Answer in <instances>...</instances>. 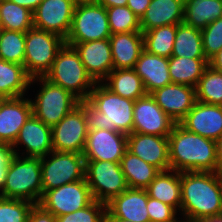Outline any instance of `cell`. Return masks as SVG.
Instances as JSON below:
<instances>
[{"instance_id":"obj_1","label":"cell","mask_w":222,"mask_h":222,"mask_svg":"<svg viewBox=\"0 0 222 222\" xmlns=\"http://www.w3.org/2000/svg\"><path fill=\"white\" fill-rule=\"evenodd\" d=\"M181 215L187 221L222 215V177L219 172H180Z\"/></svg>"},{"instance_id":"obj_2","label":"cell","mask_w":222,"mask_h":222,"mask_svg":"<svg viewBox=\"0 0 222 222\" xmlns=\"http://www.w3.org/2000/svg\"><path fill=\"white\" fill-rule=\"evenodd\" d=\"M134 102L96 83L87 100L78 105L85 114L88 131L107 129L129 135L133 133Z\"/></svg>"},{"instance_id":"obj_3","label":"cell","mask_w":222,"mask_h":222,"mask_svg":"<svg viewBox=\"0 0 222 222\" xmlns=\"http://www.w3.org/2000/svg\"><path fill=\"white\" fill-rule=\"evenodd\" d=\"M170 170L218 172L217 143L176 123L168 136Z\"/></svg>"},{"instance_id":"obj_4","label":"cell","mask_w":222,"mask_h":222,"mask_svg":"<svg viewBox=\"0 0 222 222\" xmlns=\"http://www.w3.org/2000/svg\"><path fill=\"white\" fill-rule=\"evenodd\" d=\"M41 158L13 155L0 196L39 204L42 198Z\"/></svg>"},{"instance_id":"obj_5","label":"cell","mask_w":222,"mask_h":222,"mask_svg":"<svg viewBox=\"0 0 222 222\" xmlns=\"http://www.w3.org/2000/svg\"><path fill=\"white\" fill-rule=\"evenodd\" d=\"M44 77L71 92L80 101L87 100L96 84L87 73L77 50L66 43L59 49L51 69Z\"/></svg>"},{"instance_id":"obj_6","label":"cell","mask_w":222,"mask_h":222,"mask_svg":"<svg viewBox=\"0 0 222 222\" xmlns=\"http://www.w3.org/2000/svg\"><path fill=\"white\" fill-rule=\"evenodd\" d=\"M42 83L35 99H30L32 115L51 128L78 106L79 99L44 76L31 78L30 85ZM35 100V101H34Z\"/></svg>"},{"instance_id":"obj_7","label":"cell","mask_w":222,"mask_h":222,"mask_svg":"<svg viewBox=\"0 0 222 222\" xmlns=\"http://www.w3.org/2000/svg\"><path fill=\"white\" fill-rule=\"evenodd\" d=\"M65 44L61 36L31 28L25 33V55L23 66L31 77L45 76L51 69L59 49Z\"/></svg>"},{"instance_id":"obj_8","label":"cell","mask_w":222,"mask_h":222,"mask_svg":"<svg viewBox=\"0 0 222 222\" xmlns=\"http://www.w3.org/2000/svg\"><path fill=\"white\" fill-rule=\"evenodd\" d=\"M85 171L83 154L51 151L41 158L42 196L50 189L85 179Z\"/></svg>"},{"instance_id":"obj_9","label":"cell","mask_w":222,"mask_h":222,"mask_svg":"<svg viewBox=\"0 0 222 222\" xmlns=\"http://www.w3.org/2000/svg\"><path fill=\"white\" fill-rule=\"evenodd\" d=\"M111 35L107 11L103 5H75L66 44L74 46L76 43L109 39Z\"/></svg>"},{"instance_id":"obj_10","label":"cell","mask_w":222,"mask_h":222,"mask_svg":"<svg viewBox=\"0 0 222 222\" xmlns=\"http://www.w3.org/2000/svg\"><path fill=\"white\" fill-rule=\"evenodd\" d=\"M85 178L94 200L107 204L127 190L120 162L85 160Z\"/></svg>"},{"instance_id":"obj_11","label":"cell","mask_w":222,"mask_h":222,"mask_svg":"<svg viewBox=\"0 0 222 222\" xmlns=\"http://www.w3.org/2000/svg\"><path fill=\"white\" fill-rule=\"evenodd\" d=\"M94 201L86 178L46 191L39 204L55 217L83 209Z\"/></svg>"},{"instance_id":"obj_12","label":"cell","mask_w":222,"mask_h":222,"mask_svg":"<svg viewBox=\"0 0 222 222\" xmlns=\"http://www.w3.org/2000/svg\"><path fill=\"white\" fill-rule=\"evenodd\" d=\"M87 134L85 114L78 105L52 127L53 151L82 154Z\"/></svg>"},{"instance_id":"obj_13","label":"cell","mask_w":222,"mask_h":222,"mask_svg":"<svg viewBox=\"0 0 222 222\" xmlns=\"http://www.w3.org/2000/svg\"><path fill=\"white\" fill-rule=\"evenodd\" d=\"M176 124L155 102L150 94L135 100L133 110V132L169 136Z\"/></svg>"},{"instance_id":"obj_14","label":"cell","mask_w":222,"mask_h":222,"mask_svg":"<svg viewBox=\"0 0 222 222\" xmlns=\"http://www.w3.org/2000/svg\"><path fill=\"white\" fill-rule=\"evenodd\" d=\"M74 8L73 0H43L33 12V27L66 39Z\"/></svg>"},{"instance_id":"obj_15","label":"cell","mask_w":222,"mask_h":222,"mask_svg":"<svg viewBox=\"0 0 222 222\" xmlns=\"http://www.w3.org/2000/svg\"><path fill=\"white\" fill-rule=\"evenodd\" d=\"M126 150V134L99 129L88 131L82 154L85 160L120 162Z\"/></svg>"},{"instance_id":"obj_16","label":"cell","mask_w":222,"mask_h":222,"mask_svg":"<svg viewBox=\"0 0 222 222\" xmlns=\"http://www.w3.org/2000/svg\"><path fill=\"white\" fill-rule=\"evenodd\" d=\"M25 147L26 152H17L20 146ZM18 146V147H17ZM14 155L43 158L53 151L52 128L45 125L41 120L31 115L20 129L18 136L12 145ZM26 153V155H25Z\"/></svg>"},{"instance_id":"obj_17","label":"cell","mask_w":222,"mask_h":222,"mask_svg":"<svg viewBox=\"0 0 222 222\" xmlns=\"http://www.w3.org/2000/svg\"><path fill=\"white\" fill-rule=\"evenodd\" d=\"M161 109L179 123L197 102L195 87L171 83L150 93Z\"/></svg>"},{"instance_id":"obj_18","label":"cell","mask_w":222,"mask_h":222,"mask_svg":"<svg viewBox=\"0 0 222 222\" xmlns=\"http://www.w3.org/2000/svg\"><path fill=\"white\" fill-rule=\"evenodd\" d=\"M179 124L189 132L217 141L222 135V105L197 101Z\"/></svg>"},{"instance_id":"obj_19","label":"cell","mask_w":222,"mask_h":222,"mask_svg":"<svg viewBox=\"0 0 222 222\" xmlns=\"http://www.w3.org/2000/svg\"><path fill=\"white\" fill-rule=\"evenodd\" d=\"M127 150L160 171L170 170L168 136L127 135Z\"/></svg>"},{"instance_id":"obj_20","label":"cell","mask_w":222,"mask_h":222,"mask_svg":"<svg viewBox=\"0 0 222 222\" xmlns=\"http://www.w3.org/2000/svg\"><path fill=\"white\" fill-rule=\"evenodd\" d=\"M31 115L30 99L24 96L0 99V144L12 146Z\"/></svg>"},{"instance_id":"obj_21","label":"cell","mask_w":222,"mask_h":222,"mask_svg":"<svg viewBox=\"0 0 222 222\" xmlns=\"http://www.w3.org/2000/svg\"><path fill=\"white\" fill-rule=\"evenodd\" d=\"M146 189L128 188L106 204L105 218H120L132 222H150Z\"/></svg>"},{"instance_id":"obj_22","label":"cell","mask_w":222,"mask_h":222,"mask_svg":"<svg viewBox=\"0 0 222 222\" xmlns=\"http://www.w3.org/2000/svg\"><path fill=\"white\" fill-rule=\"evenodd\" d=\"M74 48L79 53L87 73L96 83H102L113 70V58L109 39L76 43Z\"/></svg>"},{"instance_id":"obj_23","label":"cell","mask_w":222,"mask_h":222,"mask_svg":"<svg viewBox=\"0 0 222 222\" xmlns=\"http://www.w3.org/2000/svg\"><path fill=\"white\" fill-rule=\"evenodd\" d=\"M133 69L142 79L147 94L172 83L167 57L143 49Z\"/></svg>"},{"instance_id":"obj_24","label":"cell","mask_w":222,"mask_h":222,"mask_svg":"<svg viewBox=\"0 0 222 222\" xmlns=\"http://www.w3.org/2000/svg\"><path fill=\"white\" fill-rule=\"evenodd\" d=\"M184 0H151L140 18L141 32L164 25L183 23Z\"/></svg>"},{"instance_id":"obj_25","label":"cell","mask_w":222,"mask_h":222,"mask_svg":"<svg viewBox=\"0 0 222 222\" xmlns=\"http://www.w3.org/2000/svg\"><path fill=\"white\" fill-rule=\"evenodd\" d=\"M113 69H131L143 51V33H115L109 38Z\"/></svg>"},{"instance_id":"obj_26","label":"cell","mask_w":222,"mask_h":222,"mask_svg":"<svg viewBox=\"0 0 222 222\" xmlns=\"http://www.w3.org/2000/svg\"><path fill=\"white\" fill-rule=\"evenodd\" d=\"M149 197L172 206L176 211L181 206L180 172L161 171L146 188Z\"/></svg>"},{"instance_id":"obj_27","label":"cell","mask_w":222,"mask_h":222,"mask_svg":"<svg viewBox=\"0 0 222 222\" xmlns=\"http://www.w3.org/2000/svg\"><path fill=\"white\" fill-rule=\"evenodd\" d=\"M102 84L114 94L134 101L147 95L142 79L133 68L113 69Z\"/></svg>"},{"instance_id":"obj_28","label":"cell","mask_w":222,"mask_h":222,"mask_svg":"<svg viewBox=\"0 0 222 222\" xmlns=\"http://www.w3.org/2000/svg\"><path fill=\"white\" fill-rule=\"evenodd\" d=\"M30 81L23 65L0 59V99L25 96Z\"/></svg>"},{"instance_id":"obj_29","label":"cell","mask_w":222,"mask_h":222,"mask_svg":"<svg viewBox=\"0 0 222 222\" xmlns=\"http://www.w3.org/2000/svg\"><path fill=\"white\" fill-rule=\"evenodd\" d=\"M209 66L206 58H187L170 56L169 75L172 83L196 87L205 69Z\"/></svg>"},{"instance_id":"obj_30","label":"cell","mask_w":222,"mask_h":222,"mask_svg":"<svg viewBox=\"0 0 222 222\" xmlns=\"http://www.w3.org/2000/svg\"><path fill=\"white\" fill-rule=\"evenodd\" d=\"M120 166L129 188L146 189L161 172L128 150L121 158Z\"/></svg>"},{"instance_id":"obj_31","label":"cell","mask_w":222,"mask_h":222,"mask_svg":"<svg viewBox=\"0 0 222 222\" xmlns=\"http://www.w3.org/2000/svg\"><path fill=\"white\" fill-rule=\"evenodd\" d=\"M222 17V0H184L183 23L203 29Z\"/></svg>"},{"instance_id":"obj_32","label":"cell","mask_w":222,"mask_h":222,"mask_svg":"<svg viewBox=\"0 0 222 222\" xmlns=\"http://www.w3.org/2000/svg\"><path fill=\"white\" fill-rule=\"evenodd\" d=\"M171 56L206 58L203 52L201 29L185 23L178 24Z\"/></svg>"},{"instance_id":"obj_33","label":"cell","mask_w":222,"mask_h":222,"mask_svg":"<svg viewBox=\"0 0 222 222\" xmlns=\"http://www.w3.org/2000/svg\"><path fill=\"white\" fill-rule=\"evenodd\" d=\"M177 25H164L143 32L144 50L169 58L173 51Z\"/></svg>"},{"instance_id":"obj_34","label":"cell","mask_w":222,"mask_h":222,"mask_svg":"<svg viewBox=\"0 0 222 222\" xmlns=\"http://www.w3.org/2000/svg\"><path fill=\"white\" fill-rule=\"evenodd\" d=\"M1 28L26 33L33 28V12L9 0H0Z\"/></svg>"},{"instance_id":"obj_35","label":"cell","mask_w":222,"mask_h":222,"mask_svg":"<svg viewBox=\"0 0 222 222\" xmlns=\"http://www.w3.org/2000/svg\"><path fill=\"white\" fill-rule=\"evenodd\" d=\"M195 90L197 101L222 105V73L209 65L199 79Z\"/></svg>"},{"instance_id":"obj_36","label":"cell","mask_w":222,"mask_h":222,"mask_svg":"<svg viewBox=\"0 0 222 222\" xmlns=\"http://www.w3.org/2000/svg\"><path fill=\"white\" fill-rule=\"evenodd\" d=\"M25 33L2 29L0 40V59L10 63H24Z\"/></svg>"},{"instance_id":"obj_37","label":"cell","mask_w":222,"mask_h":222,"mask_svg":"<svg viewBox=\"0 0 222 222\" xmlns=\"http://www.w3.org/2000/svg\"><path fill=\"white\" fill-rule=\"evenodd\" d=\"M111 34L141 32L140 18L128 6L106 8Z\"/></svg>"},{"instance_id":"obj_38","label":"cell","mask_w":222,"mask_h":222,"mask_svg":"<svg viewBox=\"0 0 222 222\" xmlns=\"http://www.w3.org/2000/svg\"><path fill=\"white\" fill-rule=\"evenodd\" d=\"M33 203L0 196V222H27Z\"/></svg>"},{"instance_id":"obj_39","label":"cell","mask_w":222,"mask_h":222,"mask_svg":"<svg viewBox=\"0 0 222 222\" xmlns=\"http://www.w3.org/2000/svg\"><path fill=\"white\" fill-rule=\"evenodd\" d=\"M106 204L94 200L83 209L56 217V222H105Z\"/></svg>"},{"instance_id":"obj_40","label":"cell","mask_w":222,"mask_h":222,"mask_svg":"<svg viewBox=\"0 0 222 222\" xmlns=\"http://www.w3.org/2000/svg\"><path fill=\"white\" fill-rule=\"evenodd\" d=\"M203 52L209 61L222 48V17L201 29Z\"/></svg>"},{"instance_id":"obj_41","label":"cell","mask_w":222,"mask_h":222,"mask_svg":"<svg viewBox=\"0 0 222 222\" xmlns=\"http://www.w3.org/2000/svg\"><path fill=\"white\" fill-rule=\"evenodd\" d=\"M147 211L150 222H178L177 212L172 206L148 196Z\"/></svg>"},{"instance_id":"obj_42","label":"cell","mask_w":222,"mask_h":222,"mask_svg":"<svg viewBox=\"0 0 222 222\" xmlns=\"http://www.w3.org/2000/svg\"><path fill=\"white\" fill-rule=\"evenodd\" d=\"M13 155L14 154L11 145L0 144V191L4 186L7 166Z\"/></svg>"},{"instance_id":"obj_43","label":"cell","mask_w":222,"mask_h":222,"mask_svg":"<svg viewBox=\"0 0 222 222\" xmlns=\"http://www.w3.org/2000/svg\"><path fill=\"white\" fill-rule=\"evenodd\" d=\"M27 222H56V217L40 204H34L29 212Z\"/></svg>"},{"instance_id":"obj_44","label":"cell","mask_w":222,"mask_h":222,"mask_svg":"<svg viewBox=\"0 0 222 222\" xmlns=\"http://www.w3.org/2000/svg\"><path fill=\"white\" fill-rule=\"evenodd\" d=\"M151 0H127V6L132 10V12L139 18L147 10Z\"/></svg>"},{"instance_id":"obj_45","label":"cell","mask_w":222,"mask_h":222,"mask_svg":"<svg viewBox=\"0 0 222 222\" xmlns=\"http://www.w3.org/2000/svg\"><path fill=\"white\" fill-rule=\"evenodd\" d=\"M9 1L18 4L19 6L26 7L30 11L34 12L38 7V5L43 0H9Z\"/></svg>"},{"instance_id":"obj_46","label":"cell","mask_w":222,"mask_h":222,"mask_svg":"<svg viewBox=\"0 0 222 222\" xmlns=\"http://www.w3.org/2000/svg\"><path fill=\"white\" fill-rule=\"evenodd\" d=\"M209 65L222 73V48L209 60Z\"/></svg>"},{"instance_id":"obj_47","label":"cell","mask_w":222,"mask_h":222,"mask_svg":"<svg viewBox=\"0 0 222 222\" xmlns=\"http://www.w3.org/2000/svg\"><path fill=\"white\" fill-rule=\"evenodd\" d=\"M97 3L103 5L105 8L127 6V0H98Z\"/></svg>"},{"instance_id":"obj_48","label":"cell","mask_w":222,"mask_h":222,"mask_svg":"<svg viewBox=\"0 0 222 222\" xmlns=\"http://www.w3.org/2000/svg\"><path fill=\"white\" fill-rule=\"evenodd\" d=\"M216 143H217L218 172L222 173V135L218 138Z\"/></svg>"},{"instance_id":"obj_49","label":"cell","mask_w":222,"mask_h":222,"mask_svg":"<svg viewBox=\"0 0 222 222\" xmlns=\"http://www.w3.org/2000/svg\"><path fill=\"white\" fill-rule=\"evenodd\" d=\"M196 222H222V215L213 216V217H206V218L200 219Z\"/></svg>"},{"instance_id":"obj_50","label":"cell","mask_w":222,"mask_h":222,"mask_svg":"<svg viewBox=\"0 0 222 222\" xmlns=\"http://www.w3.org/2000/svg\"><path fill=\"white\" fill-rule=\"evenodd\" d=\"M75 5L80 4H96L98 0H73Z\"/></svg>"},{"instance_id":"obj_51","label":"cell","mask_w":222,"mask_h":222,"mask_svg":"<svg viewBox=\"0 0 222 222\" xmlns=\"http://www.w3.org/2000/svg\"><path fill=\"white\" fill-rule=\"evenodd\" d=\"M105 222H132L125 219L120 218H105Z\"/></svg>"},{"instance_id":"obj_52","label":"cell","mask_w":222,"mask_h":222,"mask_svg":"<svg viewBox=\"0 0 222 222\" xmlns=\"http://www.w3.org/2000/svg\"><path fill=\"white\" fill-rule=\"evenodd\" d=\"M178 222H196V221H187V220H182V218H181V221L179 220Z\"/></svg>"},{"instance_id":"obj_53","label":"cell","mask_w":222,"mask_h":222,"mask_svg":"<svg viewBox=\"0 0 222 222\" xmlns=\"http://www.w3.org/2000/svg\"><path fill=\"white\" fill-rule=\"evenodd\" d=\"M1 33H2V28H0V40H1Z\"/></svg>"}]
</instances>
